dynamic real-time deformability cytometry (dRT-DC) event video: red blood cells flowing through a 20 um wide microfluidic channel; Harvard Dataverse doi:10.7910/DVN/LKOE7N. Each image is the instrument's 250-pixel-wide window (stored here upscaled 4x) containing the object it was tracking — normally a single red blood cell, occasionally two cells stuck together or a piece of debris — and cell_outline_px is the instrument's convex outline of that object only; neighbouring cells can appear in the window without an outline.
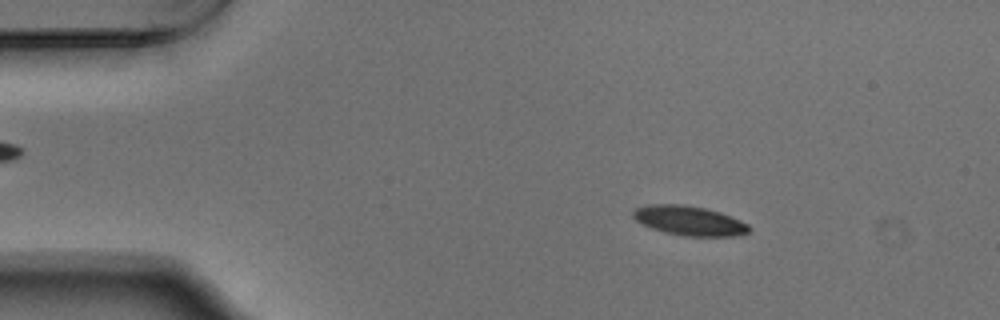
{"species": "Egyptian fruit bat (a non-hibernating species)", "species_latin": "Rousettus aegyptiacus", "temperature_condition": "warm", "stored_images_in_passage": 49, "camera_frame_rate_fps": 3000, "um_per_image_px": 0.085, "animal": {"sex": "male"}, "frame": {"image": 1, "passage_image": 4, "time_ms": 1.0, "image_size_px": [1000, 320], "cell_outline_px": [[752, 228], [748, 232], [740, 236], [684, 236], [664, 232], [652, 228], [636, 220], [632, 216], [632, 212], [636, 208], [648, 204], [680, 204], [704, 208], [720, 212], [740, 220], [748, 224]], "centroid_in_image_um": [58.61, 18.76], "position_along_channel_um": 26.4, "area_um2": 19.94}}
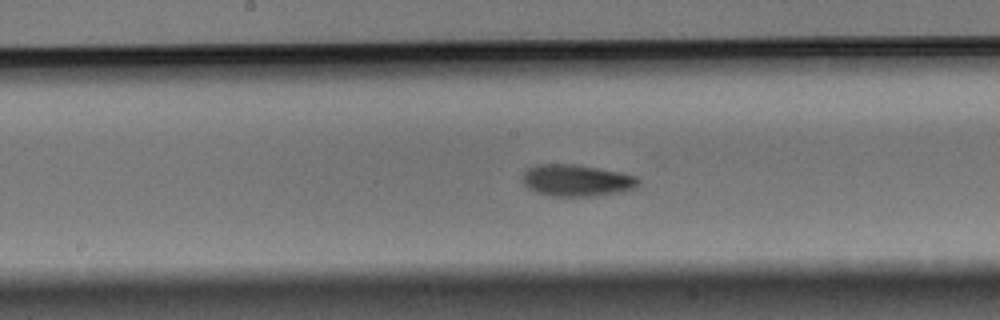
{"frame": {"image": 2, "passage_image": 23, "time_ms": 7.333, "image_size_px": [1000, 320], "cell_outline_px": [[640, 184], [636, 188], [624, 192], [592, 196], [552, 196], [536, 192], [528, 188], [520, 180], [524, 168], [536, 164], [572, 164], [596, 168], [636, 176], [640, 180]], "centroid_in_image_um": [48.97, 15.34], "position_along_channel_um": 199.2, "area_um2": 21.68}}
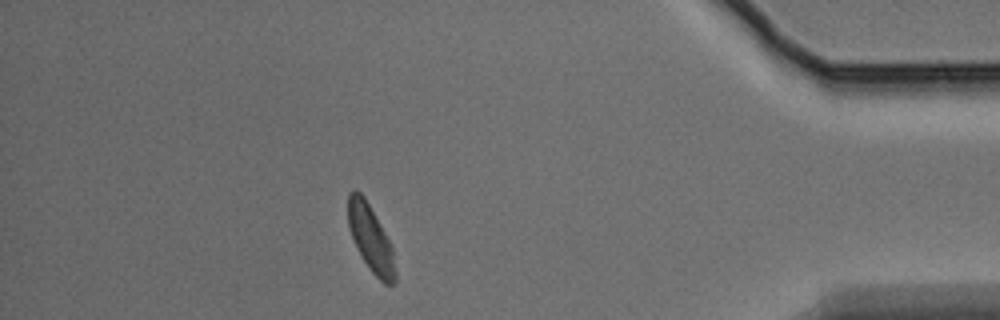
{"frame": {"image": 3, "passage_image": 43, "time_ms": 14.0, "image_size_px": [1000, 320], "cell_outline_px": [[396, 280], [392, 284], [384, 284], [372, 272], [356, 248], [348, 228], [348, 192], [356, 188], [364, 196], [384, 232], [392, 248], [396, 272]], "centroid_in_image_um": [31.48, 20.25], "position_along_channel_um": 403.7, "area_um2": 18.09}, "authors_computed_cell_mechanics": {"area_um2": 20.1722, "velocity_mm_per_s": 3.7246, "shape_relaxation_time_tau1_ms": 3.3308, "shape_relaxation_time_tau2_ms": 5.7583, "deformation_change_tau1": 0.1415, "deformation_change_tau2": 0.1055}}